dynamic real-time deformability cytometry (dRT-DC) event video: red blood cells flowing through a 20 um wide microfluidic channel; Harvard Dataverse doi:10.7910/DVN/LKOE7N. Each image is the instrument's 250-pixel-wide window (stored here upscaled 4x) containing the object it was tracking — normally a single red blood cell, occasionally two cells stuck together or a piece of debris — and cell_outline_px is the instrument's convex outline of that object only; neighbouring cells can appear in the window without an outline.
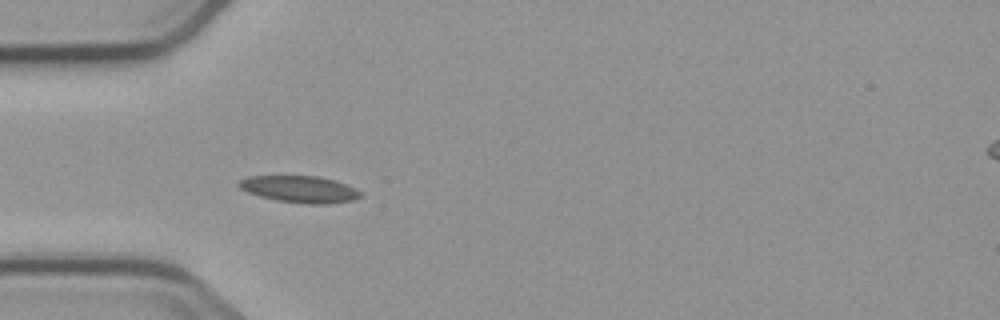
{"species": "common noctule bat (a hibernating species)", "species_latin": "Nyctalus noctula", "temperature_condition": "cold", "stored_images_in_passage": 5, "camera_frame_rate_fps": 3000, "um_per_image_px": 0.085, "animal": {"sex": "male", "body_mass_g": 23.1, "forearm_length_mm": 52.7}, "frame": {"image": 1, "passage_image": 4, "time_ms": 4.333, "image_size_px": [1000, 320], "cell_outline_px": [[360, 196], [352, 200], [328, 204], [308, 204], [276, 200], [260, 196], [248, 192], [240, 188], [236, 184], [240, 180], [248, 176], [316, 176], [332, 180], [344, 184], [360, 192]], "centroid_in_image_um": [25.41, 16.08], "position_along_channel_um": 59.6, "area_um2": 18.61}}
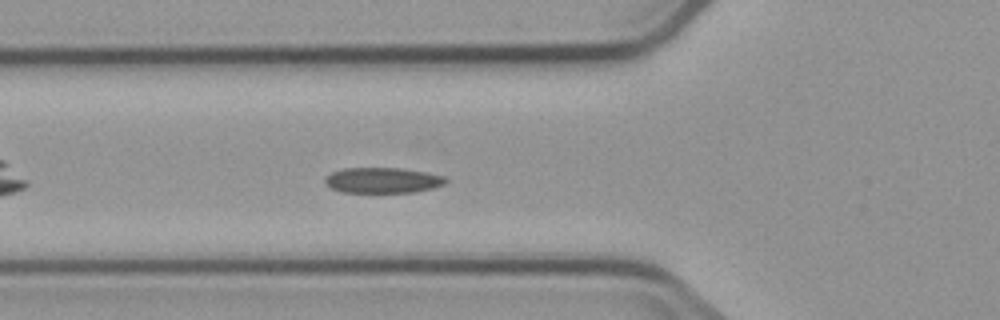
{"frame": {"image": 2, "passage_image": 5, "time_ms": 5.333, "image_size_px": [1000, 320], "cell_outline_px": [[448, 180], [444, 184], [432, 188], [412, 192], [340, 192], [332, 188], [324, 180], [332, 172], [344, 168], [400, 168], [428, 172], [444, 176]], "centroid_in_image_um": [32.56, 15.32], "position_along_channel_um": 93.2, "area_um2": 17.8}}